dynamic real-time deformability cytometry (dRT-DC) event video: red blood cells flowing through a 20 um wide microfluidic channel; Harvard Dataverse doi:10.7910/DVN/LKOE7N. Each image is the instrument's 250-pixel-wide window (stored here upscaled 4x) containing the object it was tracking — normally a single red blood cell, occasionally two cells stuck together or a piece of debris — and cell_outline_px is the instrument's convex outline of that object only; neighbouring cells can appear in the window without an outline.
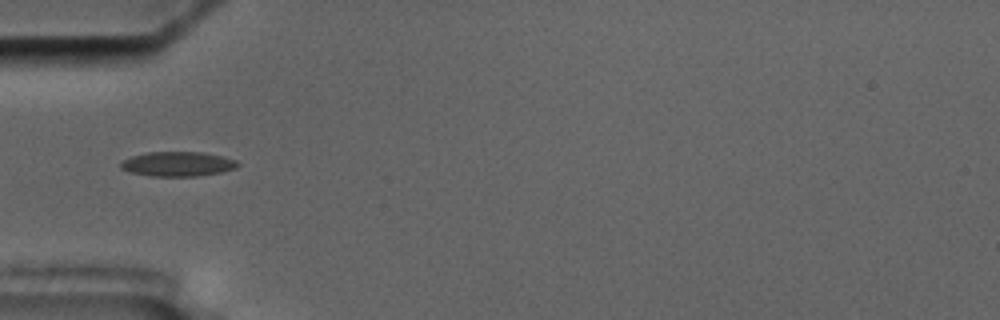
{"species": "common noctule bat (a hibernating species)", "species_latin": "Nyctalus noctula", "temperature_condition": "cold", "stored_images_in_passage": 4, "camera_frame_rate_fps": 3000, "um_per_image_px": 0.085, "animal": {"sex": "male", "body_mass_g": 17.5, "forearm_length_mm": 52.3}, "frame": {"image": 1, "passage_image": 4, "time_ms": 4.0, "image_size_px": [1000, 320], "cell_outline_px": [[240, 164], [236, 168], [220, 172], [196, 176], [152, 176], [132, 172], [120, 168], [120, 160], [132, 156], [148, 152], [204, 152], [224, 156], [236, 160]], "centroid_in_image_um": [15.11, 13.93], "position_along_channel_um": 69.9, "area_um2": 16.82}}